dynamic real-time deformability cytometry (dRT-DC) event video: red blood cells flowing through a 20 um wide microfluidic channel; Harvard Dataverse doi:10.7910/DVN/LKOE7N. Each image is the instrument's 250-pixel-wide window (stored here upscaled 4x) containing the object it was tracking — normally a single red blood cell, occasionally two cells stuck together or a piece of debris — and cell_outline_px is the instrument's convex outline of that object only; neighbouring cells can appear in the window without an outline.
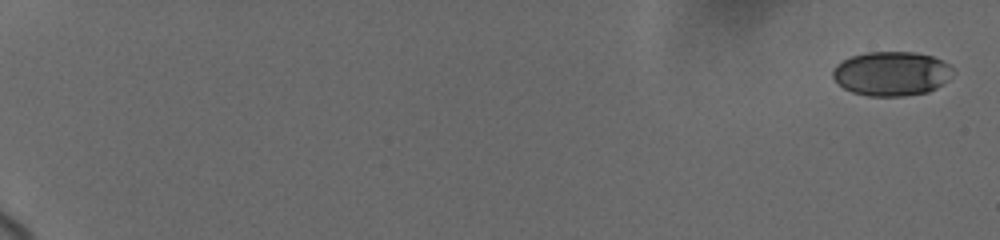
{"species": "human", "species_latin": "Homo sapiens", "temperature_condition": "cold", "stored_images_in_passage": 106, "camera_frame_rate_fps": 3000, "um_per_image_px": 0.085, "donor": {"sex": "female"}, "frame": {"image": 1, "passage_image": 1, "time_ms": 0.0, "image_size_px": [1000, 240], "cell_outline_px": [[952, 68], [948, 80], [936, 88], [928, 92], [904, 96], [868, 96], [852, 92], [844, 88], [832, 76], [832, 68], [836, 64], [852, 56], [868, 52], [912, 52], [932, 56], [948, 64]], "centroid_in_image_um": [75.75, 6.26], "position_along_channel_um": 9.2, "area_um2": 30.81}}
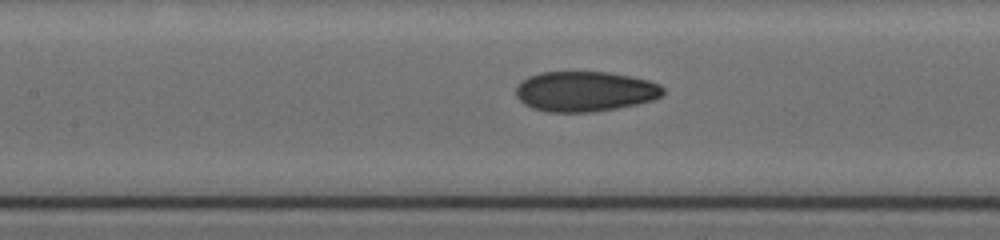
{"frame": {"image": 2, "passage_image": 58, "time_ms": 10.0, "image_size_px": [1000, 240], "cell_outline_px": [[664, 92], [660, 96], [652, 100], [636, 104], [616, 108], [592, 112], [544, 112], [532, 108], [524, 104], [516, 96], [516, 88], [520, 80], [528, 76], [540, 72], [608, 72], [648, 80], [660, 84], [664, 88]], "centroid_in_image_um": [49.68, 7.77], "position_along_channel_um": 157.7, "area_um2": 34.56}}
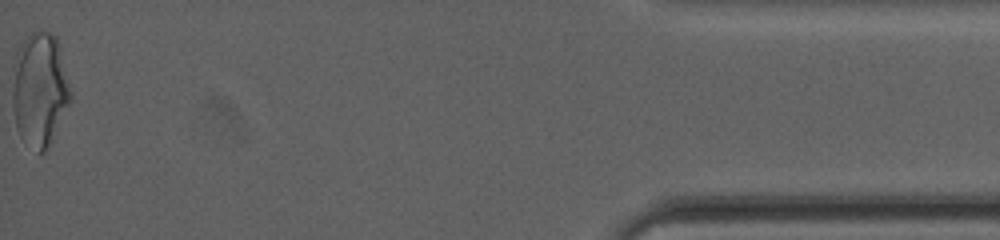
{"frame": {"image": 3, "passage_image": 106, "time_ms": 19.333, "image_size_px": [1000, 240], "cell_outline_px": [[72, 100], [44, 152], [40, 152], [24, 144], [16, 128], [12, 104], [12, 88], [16, 52], [20, 44], [32, 32], [48, 32], [56, 36], [60, 48], [72, 92]], "centroid_in_image_um": [3.37, 7.61], "position_along_channel_um": 431.8, "area_um2": 38.55}, "authors_computed_cell_mechanics": {"area_um2": 33.1772, "velocity_mm_per_s": 3.706, "shape_relaxation_time_tau1_ms": 4.8799, "shape_relaxation_time_tau2_ms": 1.8645, "deformation_change_tau1": 0.1488, "deformation_change_tau2": 0.0654}}